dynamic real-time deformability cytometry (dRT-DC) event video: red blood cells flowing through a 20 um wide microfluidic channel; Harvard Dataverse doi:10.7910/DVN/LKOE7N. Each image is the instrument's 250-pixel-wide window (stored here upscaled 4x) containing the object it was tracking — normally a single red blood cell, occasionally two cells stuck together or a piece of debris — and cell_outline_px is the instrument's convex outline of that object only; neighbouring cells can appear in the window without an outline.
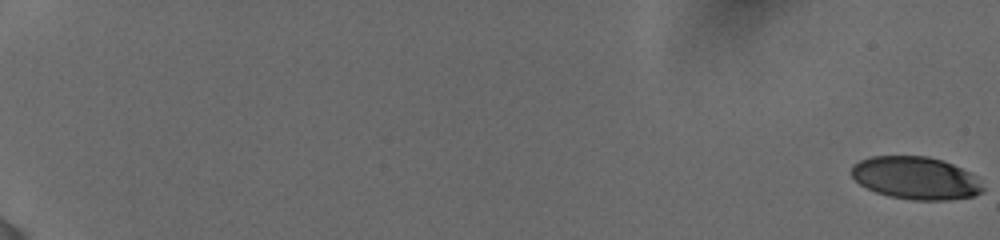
{"species": "human", "species_latin": "Homo sapiens", "temperature_condition": "cold", "stored_images_in_passage": 123, "camera_frame_rate_fps": 3000, "um_per_image_px": 0.085, "donor": {"sex": "female"}, "frame": {"image": 1, "passage_image": 1, "time_ms": 0.0, "image_size_px": [1000, 240], "cell_outline_px": [[984, 192], [972, 196], [948, 200], [912, 200], [888, 196], [876, 192], [860, 184], [852, 176], [852, 164], [860, 160], [872, 156], [928, 156], [944, 160], [976, 176], [984, 188]], "centroid_in_image_um": [77.84, 15.13], "position_along_channel_um": 7.2, "area_um2": 32.66}}
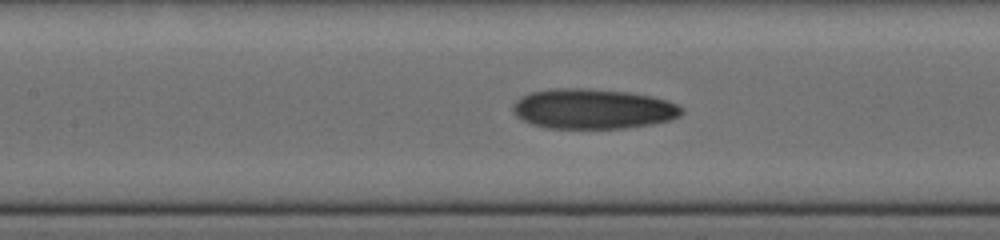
{"frame": {"image": 2, "passage_image": 66, "time_ms": 10.0, "image_size_px": [1000, 240], "cell_outline_px": [[684, 112], [680, 116], [672, 120], [652, 124], [624, 128], [548, 128], [532, 124], [516, 116], [512, 112], [512, 104], [520, 96], [532, 92], [552, 88], [588, 88], [628, 92], [652, 96], [668, 100], [684, 108]], "centroid_in_image_um": [50.41, 9.25], "position_along_channel_um": 157.0, "area_um2": 39.77}}
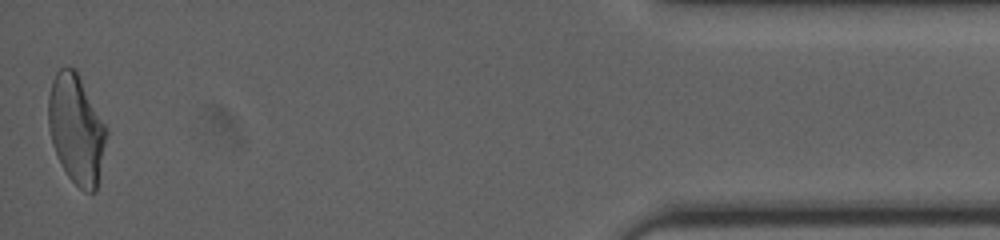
{"frame": {"image": 3, "passage_image": 123, "time_ms": 18.667, "image_size_px": [1000, 240], "cell_outline_px": [[108, 132], [96, 192], [84, 192], [68, 176], [52, 144], [48, 128], [48, 96], [52, 80], [56, 72], [60, 68], [76, 68], [108, 128]], "centroid_in_image_um": [6.5, 10.95], "position_along_channel_um": 428.7, "area_um2": 37.11}, "authors_computed_cell_mechanics": {"area_um2": 36.703, "velocity_mm_per_s": 3.9053, "shape_relaxation_time_tau1_ms": 10.9966, "shape_relaxation_time_tau2_ms": 2.9435, "deformation_change_tau1": 0.2739, "deformation_change_tau2": 0.1102}}